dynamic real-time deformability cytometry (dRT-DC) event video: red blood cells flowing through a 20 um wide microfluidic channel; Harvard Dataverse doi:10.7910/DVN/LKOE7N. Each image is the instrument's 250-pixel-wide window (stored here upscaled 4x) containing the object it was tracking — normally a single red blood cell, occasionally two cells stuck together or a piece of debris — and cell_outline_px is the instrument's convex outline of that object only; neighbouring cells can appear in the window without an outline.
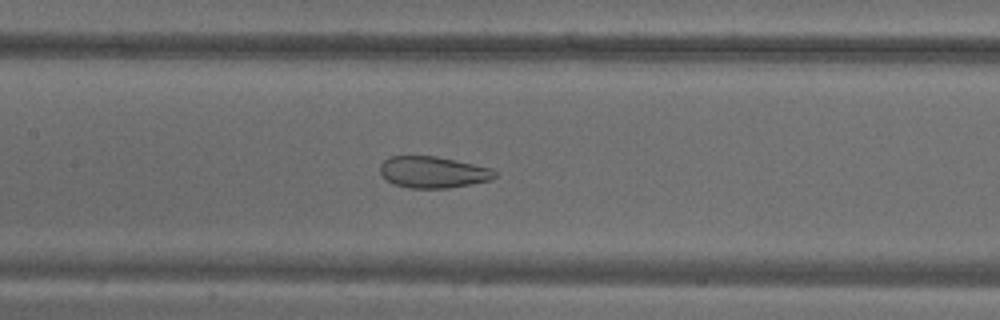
{"species": "common noctule bat (a hibernating species)", "species_latin": "Nyctalus noctula", "temperature_condition": "warm", "stored_images_in_passage": 55, "camera_frame_rate_fps": 3000, "um_per_image_px": 0.085, "animal": {"sex": "male", "body_mass_g": 18.8}, "frame": {"image": 1, "passage_image": 26, "time_ms": 8.333, "image_size_px": [1000, 320], "cell_outline_px": [[496, 176], [492, 180], [448, 188], [408, 188], [392, 184], [380, 176], [380, 164], [388, 156], [436, 156], [456, 160], [492, 168], [496, 172]], "centroid_in_image_um": [36.77, 14.63], "position_along_channel_um": 170.6, "area_um2": 21.33}}
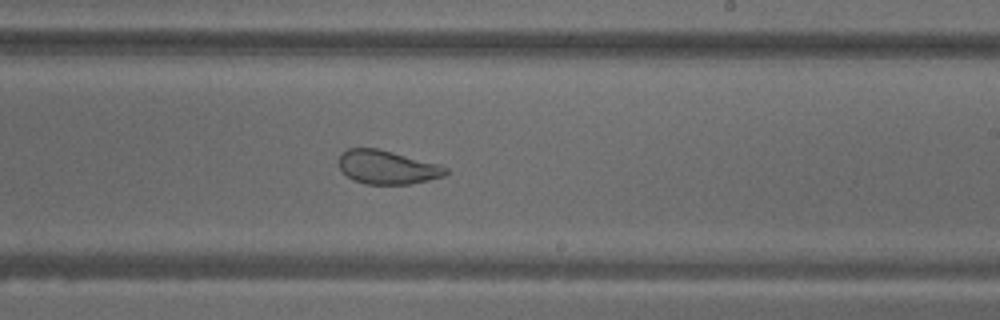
{"frame": {"image": 2, "passage_image": 33, "time_ms": 10.667, "image_size_px": [1000, 320], "cell_outline_px": [[448, 172], [444, 176], [412, 184], [368, 184], [352, 180], [340, 168], [336, 160], [340, 152], [348, 148], [376, 148], [392, 152], [436, 164], [448, 168]], "centroid_in_image_um": [32.85, 14.21], "position_along_channel_um": 256.2, "area_um2": 20.92}}
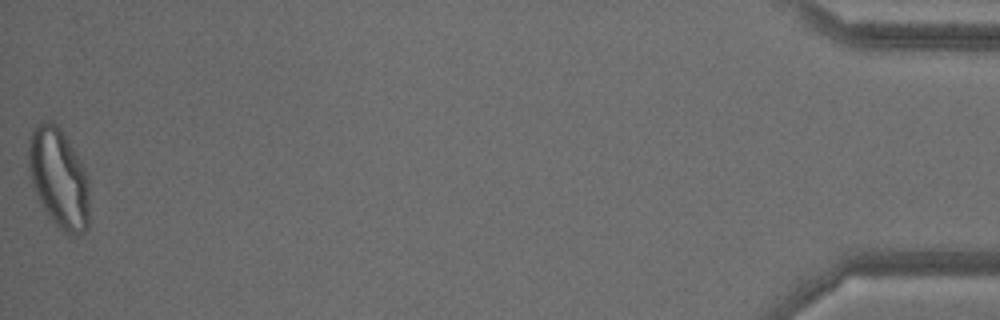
{"frame": {"image": 3, "passage_image": 55, "time_ms": 18.0, "image_size_px": [1000, 320], "cell_outline_px": [[88, 228], [80, 236], [68, 236], [48, 216], [40, 204], [32, 184], [28, 172], [28, 140], [32, 128], [44, 120], [52, 120], [60, 128], [80, 160], [88, 180]], "centroid_in_image_um": [4.97, 15.15], "position_along_channel_um": 430.2, "area_um2": 35.66}, "authors_computed_cell_mechanics": {"area_um2": 29.5358, "velocity_mm_per_s": 3.6767, "shape_relaxation_time_tau1_ms": null, "shape_relaxation_time_tau2_ms": 0.7586, "deformation_change_tau1": null, "deformation_change_tau2": 0.0635}}